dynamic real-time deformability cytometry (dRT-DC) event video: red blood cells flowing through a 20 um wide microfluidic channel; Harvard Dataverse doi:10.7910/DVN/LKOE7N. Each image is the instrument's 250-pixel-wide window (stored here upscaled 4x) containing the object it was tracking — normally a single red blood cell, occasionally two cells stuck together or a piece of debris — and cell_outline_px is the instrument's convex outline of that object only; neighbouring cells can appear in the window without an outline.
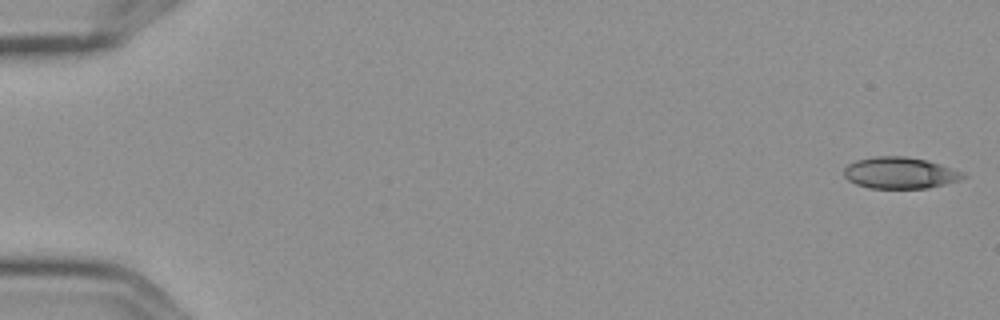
{"species": "Egyptian fruit bat (a non-hibernating species)", "species_latin": "Rousettus aegyptiacus", "temperature_condition": "cold", "stored_images_in_passage": 3, "camera_frame_rate_fps": 3000, "um_per_image_px": 0.085, "frame": {"image": 1, "passage_image": 1, "time_ms": 0.0, "image_size_px": [1000, 320], "cell_outline_px": [[968, 176], [960, 180], [928, 188], [868, 188], [856, 184], [848, 180], [844, 176], [844, 168], [848, 164], [856, 160], [876, 156], [904, 156], [924, 160], [940, 164], [960, 172]], "centroid_in_image_um": [76.46, 14.7], "position_along_channel_um": 8.5, "area_um2": 21.68}}